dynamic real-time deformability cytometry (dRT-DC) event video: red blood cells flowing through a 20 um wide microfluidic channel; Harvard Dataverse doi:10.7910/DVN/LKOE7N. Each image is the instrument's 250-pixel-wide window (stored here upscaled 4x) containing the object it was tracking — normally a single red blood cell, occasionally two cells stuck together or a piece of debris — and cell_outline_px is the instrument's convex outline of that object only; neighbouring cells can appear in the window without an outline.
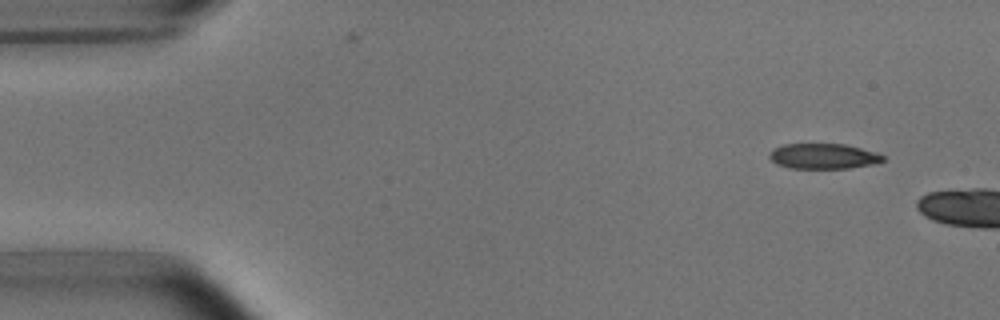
{"species": "common noctule bat (a hibernating species)", "species_latin": "Nyctalus noctula", "temperature_condition": "room temperature", "stored_images_in_passage": 3, "camera_frame_rate_fps": 3000, "um_per_image_px": 0.085, "animal": {"sex": "male", "body_mass_g": 15.6}, "frame": {"image": 1, "passage_image": 2, "time_ms": 1.0, "image_size_px": [1000, 320], "cell_outline_px": [[884, 160], [876, 164], [848, 168], [788, 168], [776, 164], [768, 156], [768, 152], [772, 148], [784, 144], [844, 144], [876, 152], [884, 156]], "centroid_in_image_um": [69.95, 13.28], "position_along_channel_um": 15.0, "area_um2": 16.88}}